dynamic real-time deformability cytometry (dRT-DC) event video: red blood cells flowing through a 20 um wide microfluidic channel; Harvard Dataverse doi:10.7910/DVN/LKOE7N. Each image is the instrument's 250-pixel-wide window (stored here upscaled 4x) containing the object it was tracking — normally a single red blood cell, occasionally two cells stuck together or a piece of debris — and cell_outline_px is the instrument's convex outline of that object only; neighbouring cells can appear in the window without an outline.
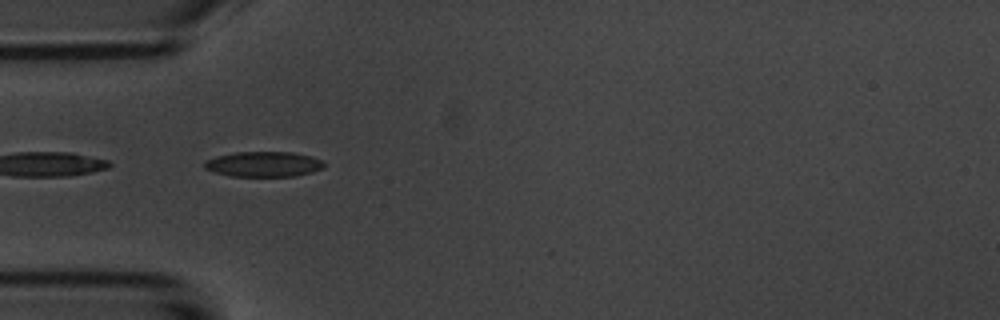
{"species": "common noctule bat (a hibernating species)", "species_latin": "Nyctalus noctula", "temperature_condition": "room temperature", "stored_images_in_passage": 6, "camera_frame_rate_fps": 3000, "um_per_image_px": 0.085, "animal": {"sex": "male", "body_mass_g": 20.1, "forearm_length_mm": 53.5}, "frame": {"image": 1, "passage_image": 1, "time_ms": 0.0, "image_size_px": [1000, 320], "cell_outline_px": [[324, 168], [312, 172], [292, 176], [232, 176], [216, 172], [204, 168], [204, 160], [216, 156], [236, 152], [292, 152], [312, 156], [324, 160]], "centroid_in_image_um": [22.43, 13.94], "position_along_channel_um": 62.6, "area_um2": 17.63}}
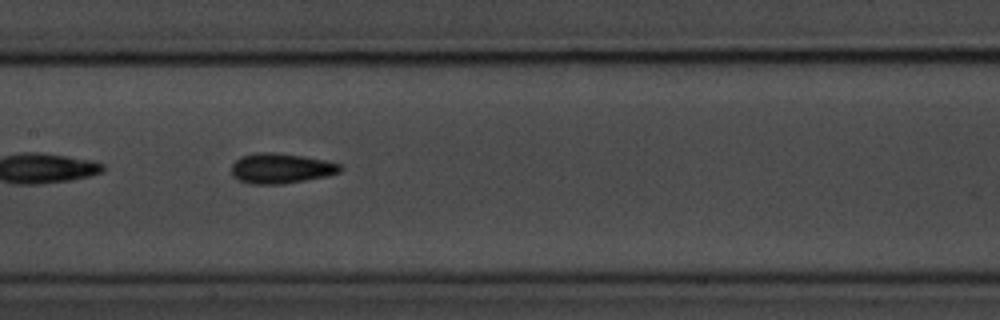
{"frame": {"image": 2, "passage_image": 4, "time_ms": 3.333, "image_size_px": [1000, 320], "cell_outline_px": [[344, 168], [340, 172], [328, 176], [284, 184], [252, 184], [240, 180], [232, 176], [232, 164], [240, 156], [256, 152], [272, 152], [304, 156], [324, 160], [340, 164]], "centroid_in_image_um": [23.89, 14.31], "position_along_channel_um": 183.5, "area_um2": 19.25}}
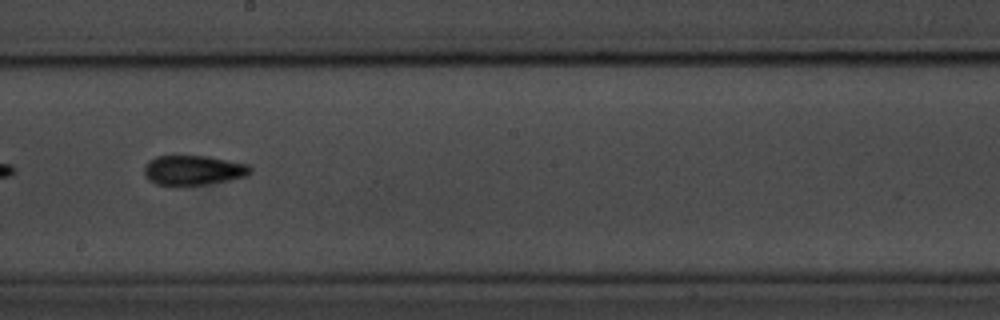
{"frame": {"image": 3, "passage_image": 5, "time_ms": 4.667, "image_size_px": [1000, 320], "cell_outline_px": [[252, 172], [248, 176], [228, 180], [204, 184], [172, 188], [156, 184], [148, 180], [144, 172], [144, 168], [156, 156], [204, 156], [228, 160], [248, 164], [252, 168]], "centroid_in_image_um": [16.43, 14.51], "position_along_channel_um": 231.8, "area_um2": 18.67}}